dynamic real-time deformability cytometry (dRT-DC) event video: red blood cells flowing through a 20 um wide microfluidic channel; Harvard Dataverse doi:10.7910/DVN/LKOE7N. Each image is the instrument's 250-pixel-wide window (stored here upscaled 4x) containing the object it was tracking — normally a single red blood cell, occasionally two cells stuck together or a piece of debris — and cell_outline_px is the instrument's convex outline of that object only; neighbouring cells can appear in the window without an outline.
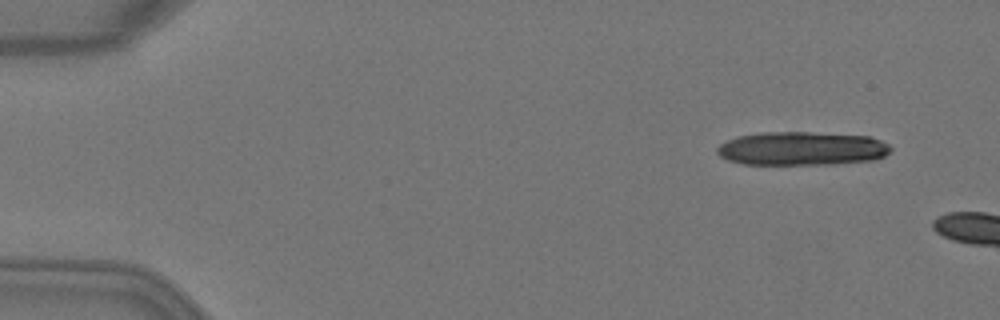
{"species": "Egyptian fruit bat (a non-hibernating species)", "species_latin": "Rousettus aegyptiacus", "temperature_condition": "warm", "stored_images_in_passage": 2, "camera_frame_rate_fps": 3000, "um_per_image_px": 0.085, "animal": {"sex": "female"}, "frame": {"image": 1, "passage_image": 1, "time_ms": 0.0, "image_size_px": [1000, 320], "cell_outline_px": [[892, 148], [884, 156], [872, 160], [832, 164], [744, 164], [728, 160], [720, 156], [716, 152], [716, 148], [720, 144], [736, 136], [760, 132], [808, 132], [868, 136], [880, 140], [888, 144]], "centroid_in_image_um": [68.12, 12.62], "position_along_channel_um": 16.9, "area_um2": 33.99}}